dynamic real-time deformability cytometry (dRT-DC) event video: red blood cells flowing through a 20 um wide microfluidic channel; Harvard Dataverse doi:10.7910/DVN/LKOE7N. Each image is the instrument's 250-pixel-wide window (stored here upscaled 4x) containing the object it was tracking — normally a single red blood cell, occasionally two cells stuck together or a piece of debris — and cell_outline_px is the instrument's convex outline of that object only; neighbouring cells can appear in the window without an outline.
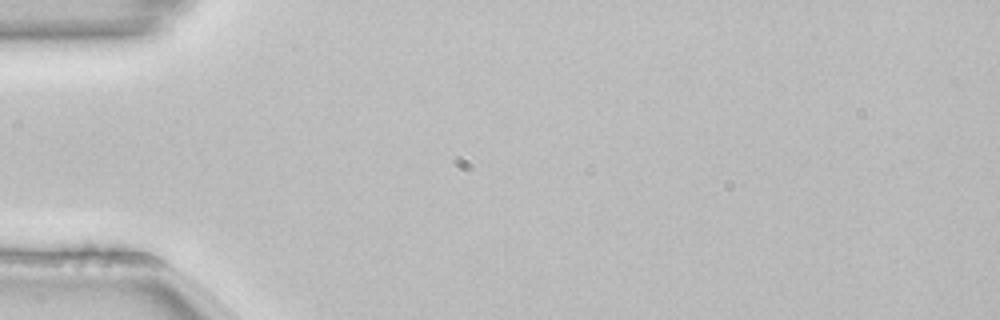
{"species": "common noctule bat (a hibernating species)", "species_latin": "Nyctalus noctula", "temperature_condition": "room temperature", "stored_images_in_passage": 2, "camera_frame_rate_fps": 3000, "um_per_image_px": 0.085, "animal": {"sex": "female", "body_mass_g": 22.7, "forearm_length_mm": 54.2}, "frame": {"image": 1, "passage_image": 1, "time_ms": 0.0, "image_size_px": [1000, 320], "cell_outline_px": [[144, 260], [136, 264], [40, 264], [32, 256], [88, 244], [140, 256]], "centroid_in_image_um": [7.45, 21.8], "position_along_channel_um": 77.5, "area_um2": 10.75}}